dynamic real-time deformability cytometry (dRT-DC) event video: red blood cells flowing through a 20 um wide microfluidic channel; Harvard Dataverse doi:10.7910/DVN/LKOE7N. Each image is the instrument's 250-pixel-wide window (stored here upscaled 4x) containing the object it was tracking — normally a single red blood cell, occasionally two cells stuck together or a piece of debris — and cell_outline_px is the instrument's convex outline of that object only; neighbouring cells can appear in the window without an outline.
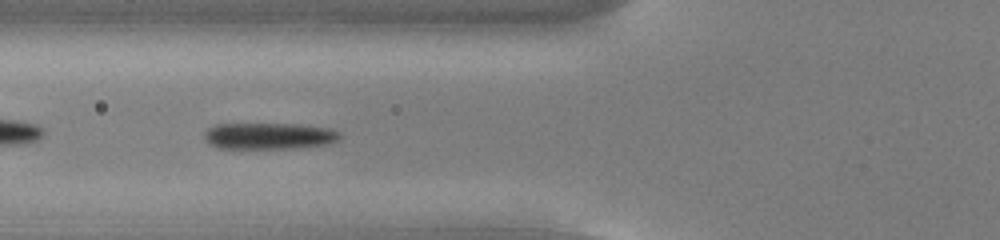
{"species": "common noctule bat (a hibernating species)", "species_latin": "Nyctalus noctula", "temperature_condition": "cold", "stored_images_in_passage": 38, "camera_frame_rate_fps": 3000, "um_per_image_px": 0.085, "animal": {"sex": "male", "body_mass_g": 13.0, "forearm_length_mm": 53.1}, "frame": {"image": 1, "passage_image": 5, "time_ms": 1.333, "image_size_px": [1000, 240], "cell_outline_px": [[340, 136], [336, 140], [324, 144], [292, 148], [220, 148], [208, 144], [204, 136], [204, 132], [208, 128], [216, 124], [296, 124], [328, 128], [340, 132]], "centroid_in_image_um": [22.8, 11.55], "position_along_channel_um": 103.0, "area_um2": 20.63}}
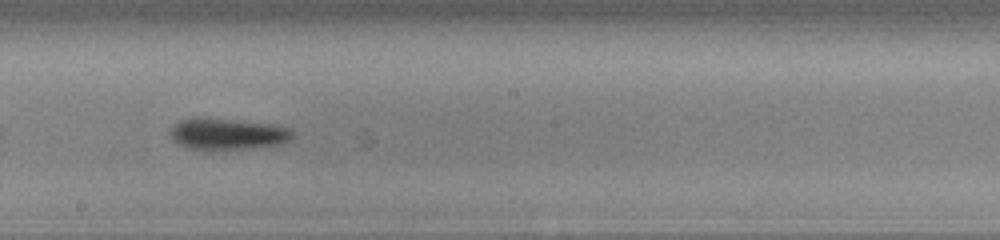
{"frame": {"image": 2, "passage_image": 15, "time_ms": 4.667, "image_size_px": [1000, 240], "cell_outline_px": [[296, 136], [280, 144], [252, 148], [208, 152], [188, 148], [172, 140], [168, 132], [180, 120], [192, 116], [208, 116], [272, 124], [288, 128]], "centroid_in_image_um": [19.27, 11.39], "position_along_channel_um": 228.9, "area_um2": 23.41}}
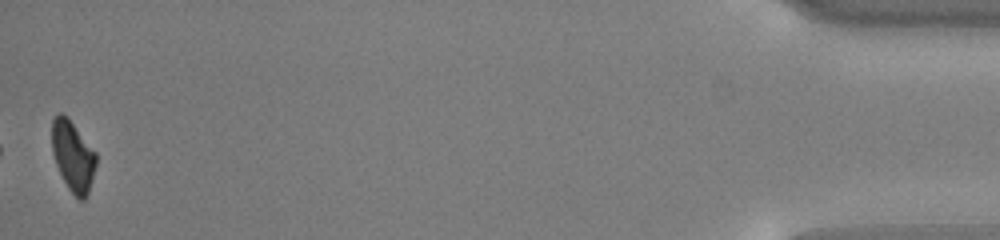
{"frame": {"image": 3, "passage_image": 38, "time_ms": 12.333, "image_size_px": [1000, 240], "cell_outline_px": [[96, 164], [88, 192], [84, 200], [80, 200], [68, 188], [56, 164], [52, 152], [52, 120], [60, 112], [68, 116], [96, 152]], "centroid_in_image_um": [6.2, 13.22], "position_along_channel_um": 429.0, "area_um2": 17.98}, "authors_computed_cell_mechanics": {"area_um2": 20.6346, "velocity_mm_per_s": 3.7785, "shape_relaxation_time_tau1_ms": 3.1165, "shape_relaxation_time_tau2_ms": null, "deformation_change_tau1": 0.1495, "deformation_change_tau2": null}}